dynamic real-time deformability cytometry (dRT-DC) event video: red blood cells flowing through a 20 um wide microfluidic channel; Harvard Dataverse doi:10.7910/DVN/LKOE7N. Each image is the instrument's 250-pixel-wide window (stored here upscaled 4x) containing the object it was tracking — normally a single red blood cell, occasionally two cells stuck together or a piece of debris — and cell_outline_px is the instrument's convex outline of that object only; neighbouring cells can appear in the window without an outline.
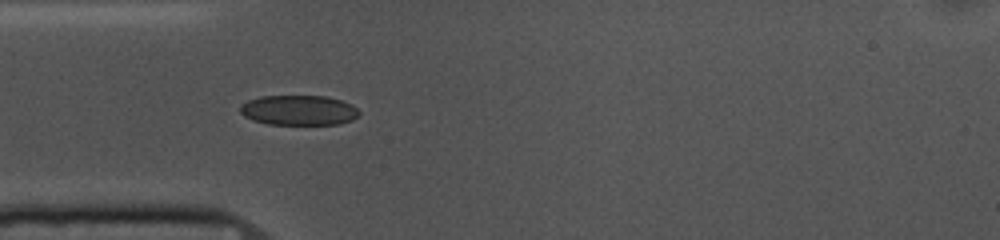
{"species": "common noctule bat (a hibernating species)", "species_latin": "Nyctalus noctula", "temperature_condition": "cold", "stored_images_in_passage": 40, "camera_frame_rate_fps": 3000, "um_per_image_px": 0.085, "animal": {"sex": "female", "body_mass_g": 10.0, "forearm_length_mm": 53.1}, "frame": {"image": 1, "passage_image": 1, "time_ms": 0.0, "image_size_px": [1000, 240], "cell_outline_px": [[360, 112], [352, 120], [340, 124], [268, 124], [252, 120], [244, 116], [240, 112], [240, 104], [248, 100], [260, 96], [328, 96], [352, 104]], "centroid_in_image_um": [25.37, 9.36], "position_along_channel_um": 59.6, "area_um2": 20.87}}
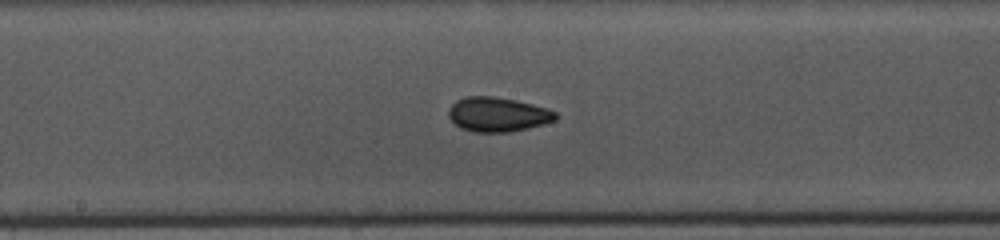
{"frame": {"image": 2, "passage_image": 13, "time_ms": 4.0, "image_size_px": [1000, 240], "cell_outline_px": [[556, 120], [544, 124], [528, 128], [508, 132], [476, 132], [460, 128], [448, 116], [448, 108], [456, 100], [464, 96], [492, 96], [516, 100], [548, 108], [556, 112]], "centroid_in_image_um": [42.29, 9.72], "position_along_channel_um": 205.9, "area_um2": 21.56}}
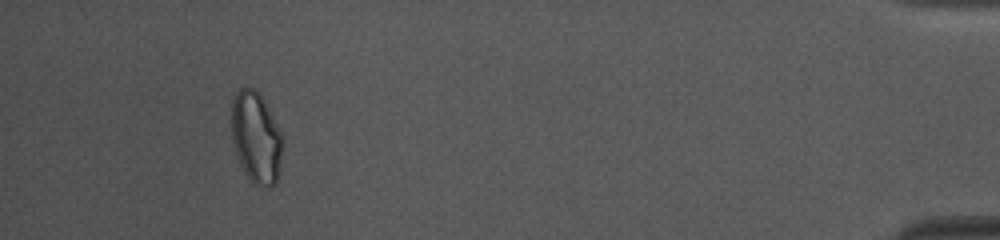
{"frame": {"image": 3, "passage_image": 36, "time_ms": 11.667, "image_size_px": [1000, 240], "cell_outline_px": [[284, 136], [276, 184], [272, 188], [260, 188], [252, 184], [244, 172], [240, 164], [232, 144], [232, 100], [236, 92], [240, 88], [256, 88], [264, 100]], "centroid_in_image_um": [21.77, 11.73], "position_along_channel_um": 413.4, "area_um2": 27.69}, "authors_computed_cell_mechanics": {"area_um2": 21.0103, "velocity_mm_per_s": 3.6543, "shape_relaxation_time_tau1_ms": 4.8289, "shape_relaxation_time_tau2_ms": 2.3808, "deformation_change_tau1": 0.0963, "deformation_change_tau2": 0.0687}}